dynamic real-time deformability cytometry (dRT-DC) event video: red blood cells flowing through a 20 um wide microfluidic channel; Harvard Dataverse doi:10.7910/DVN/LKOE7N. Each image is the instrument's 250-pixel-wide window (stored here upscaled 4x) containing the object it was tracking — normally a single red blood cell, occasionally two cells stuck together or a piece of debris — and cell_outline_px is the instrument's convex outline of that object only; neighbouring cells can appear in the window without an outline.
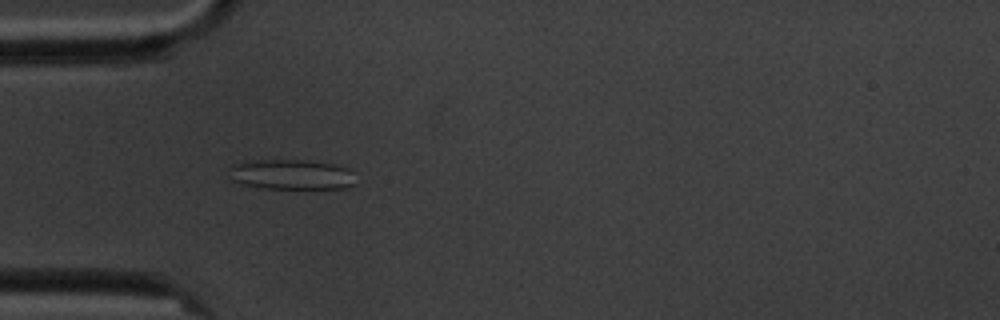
{"species": "common noctule bat (a hibernating species)", "species_latin": "Nyctalus noctula", "temperature_condition": "cold", "stored_images_in_passage": 4, "camera_frame_rate_fps": 3000, "um_per_image_px": 0.085, "animal": {"sex": "male", "body_mass_g": 20.1, "forearm_length_mm": 53.5}, "frame": {"image": 1, "passage_image": 3, "time_ms": 2.333, "image_size_px": [1000, 320], "cell_outline_px": [[356, 184], [344, 188], [264, 188], [244, 184], [232, 180], [228, 168], [232, 164], [244, 160], [304, 160], [336, 164], [348, 168], [356, 172]], "centroid_in_image_um": [24.82, 14.81], "position_along_channel_um": 60.2, "area_um2": 22.6}}
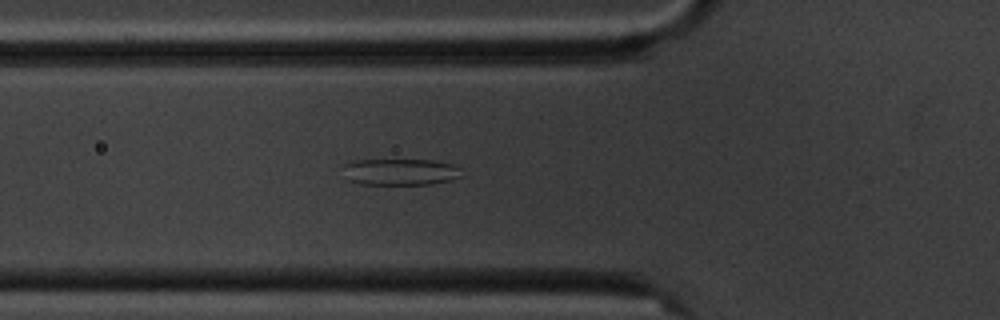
{"frame": {"image": 2, "passage_image": 4, "time_ms": 3.333, "image_size_px": [1000, 320], "cell_outline_px": [[464, 176], [452, 180], [432, 184], [360, 184], [348, 180], [344, 164], [348, 160], [432, 160], [452, 164], [460, 168]], "centroid_in_image_um": [34.07, 14.61], "position_along_channel_um": 91.7, "area_um2": 18.44}}